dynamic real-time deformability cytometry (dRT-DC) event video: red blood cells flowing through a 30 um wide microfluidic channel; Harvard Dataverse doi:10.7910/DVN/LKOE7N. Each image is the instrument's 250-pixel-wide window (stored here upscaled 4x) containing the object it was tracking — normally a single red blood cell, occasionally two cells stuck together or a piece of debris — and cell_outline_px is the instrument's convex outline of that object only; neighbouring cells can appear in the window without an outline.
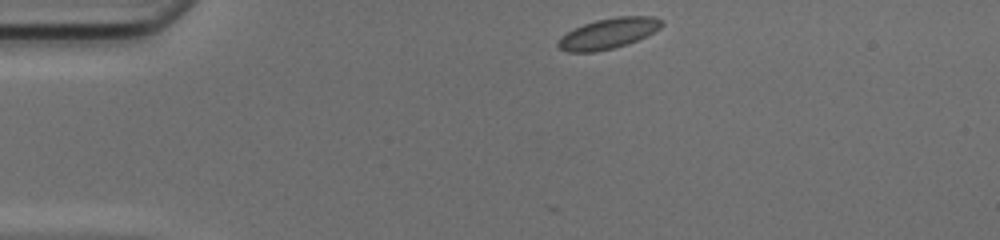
{"species": "common noctule bat (a hibernating species)", "species_latin": "Nyctalus noctula", "temperature_condition": "cold", "stored_images_in_passage": 6, "camera_frame_rate_fps": 3000, "um_per_image_px": 0.085, "animal": {"sex": "female", "body_mass_g": 17.0, "forearm_length_mm": 48.0}, "frame": {"image": 1, "passage_image": 1, "time_ms": 0.0, "image_size_px": [1000, 240], "cell_outline_px": [[664, 24], [660, 28], [628, 44], [612, 48], [592, 52], [568, 52], [560, 48], [556, 44], [560, 36], [584, 24], [596, 20], [620, 16], [652, 16], [660, 20]], "centroid_in_image_um": [51.68, 2.84], "position_along_channel_um": 33.3, "area_um2": 18.09}}